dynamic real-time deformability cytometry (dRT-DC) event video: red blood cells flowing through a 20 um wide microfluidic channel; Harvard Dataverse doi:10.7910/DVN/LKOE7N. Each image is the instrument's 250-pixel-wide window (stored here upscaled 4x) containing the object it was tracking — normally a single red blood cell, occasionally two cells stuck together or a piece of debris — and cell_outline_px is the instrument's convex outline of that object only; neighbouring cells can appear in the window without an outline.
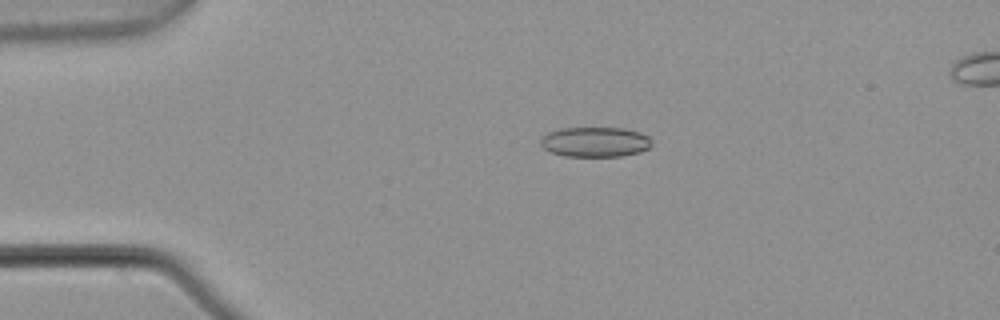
{"species": "common noctule bat (a hibernating species)", "species_latin": "Nyctalus noctula", "temperature_condition": "warm", "stored_images_in_passage": 5, "camera_frame_rate_fps": 3000, "um_per_image_px": 0.085, "animal": {"sex": "male", "body_mass_g": 21.5, "forearm_length_mm": 52.0}, "frame": {"image": 1, "passage_image": 3, "time_ms": 0.667, "image_size_px": [1000, 320], "cell_outline_px": [[652, 144], [648, 148], [640, 152], [620, 156], [564, 156], [552, 152], [544, 148], [540, 144], [540, 140], [548, 132], [564, 128], [624, 128], [640, 132], [648, 136], [652, 140]], "centroid_in_image_um": [50.61, 12.06], "position_along_channel_um": 34.4, "area_um2": 19.36}}